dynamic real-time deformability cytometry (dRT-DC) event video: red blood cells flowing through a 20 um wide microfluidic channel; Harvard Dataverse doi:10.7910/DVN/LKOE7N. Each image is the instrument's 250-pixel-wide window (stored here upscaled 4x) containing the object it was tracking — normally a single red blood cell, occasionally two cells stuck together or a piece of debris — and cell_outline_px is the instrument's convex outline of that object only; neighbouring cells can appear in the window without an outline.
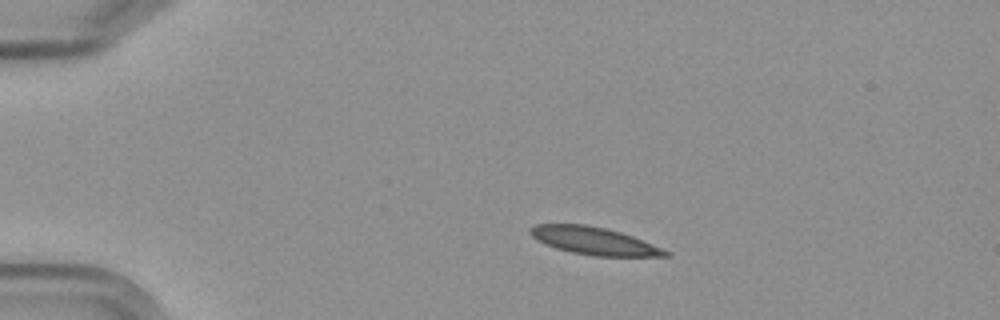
{"species": "Egyptian fruit bat (a non-hibernating species)", "species_latin": "Rousettus aegyptiacus", "temperature_condition": "cold", "stored_images_in_passage": 4, "camera_frame_rate_fps": 3000, "um_per_image_px": 0.085, "frame": {"image": 1, "passage_image": 1, "time_ms": 0.0, "image_size_px": [1000, 320], "cell_outline_px": [[672, 256], [596, 256], [572, 252], [556, 248], [544, 244], [532, 236], [528, 232], [536, 224], [584, 224], [604, 228], [620, 232], [632, 236], [664, 248], [672, 252]], "centroid_in_image_um": [50.54, 20.48], "position_along_channel_um": 34.5, "area_um2": 21.62}}
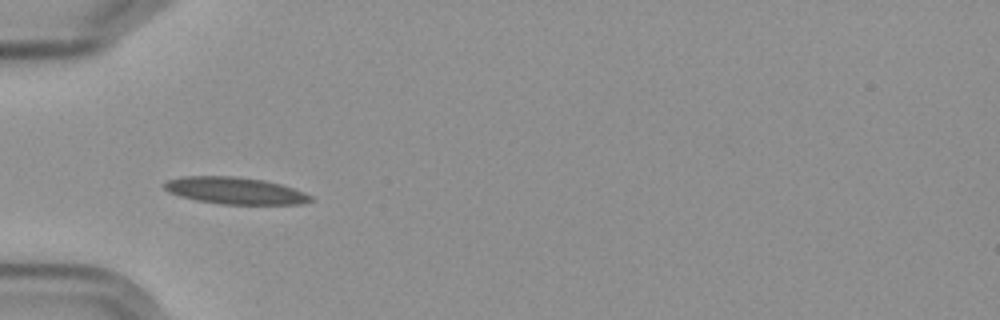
{"frame": {"image": 2, "passage_image": 3, "time_ms": 2.333, "image_size_px": [1000, 320], "cell_outline_px": [[316, 200], [304, 204], [220, 204], [196, 200], [180, 196], [168, 192], [164, 188], [164, 184], [168, 180], [184, 176], [232, 176], [264, 180], [280, 184], [304, 192], [312, 196]], "centroid_in_image_um": [20.01, 16.21], "position_along_channel_um": 65.0, "area_um2": 22.95}}
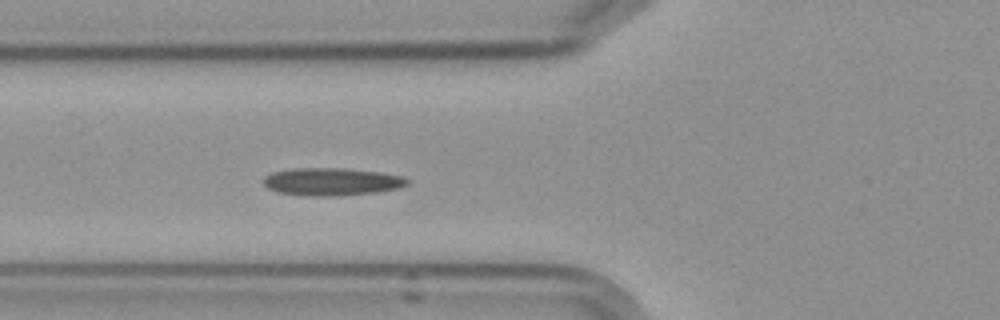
{"frame": {"image": 3, "passage_image": 4, "time_ms": 3.333, "image_size_px": [1000, 320], "cell_outline_px": [[412, 180], [408, 184], [400, 188], [376, 192], [332, 196], [300, 196], [276, 192], [268, 188], [264, 184], [264, 176], [272, 172], [292, 168], [340, 168], [380, 172], [404, 176]], "centroid_in_image_um": [28.2, 15.45], "position_along_channel_um": 97.6, "area_um2": 23.47}}